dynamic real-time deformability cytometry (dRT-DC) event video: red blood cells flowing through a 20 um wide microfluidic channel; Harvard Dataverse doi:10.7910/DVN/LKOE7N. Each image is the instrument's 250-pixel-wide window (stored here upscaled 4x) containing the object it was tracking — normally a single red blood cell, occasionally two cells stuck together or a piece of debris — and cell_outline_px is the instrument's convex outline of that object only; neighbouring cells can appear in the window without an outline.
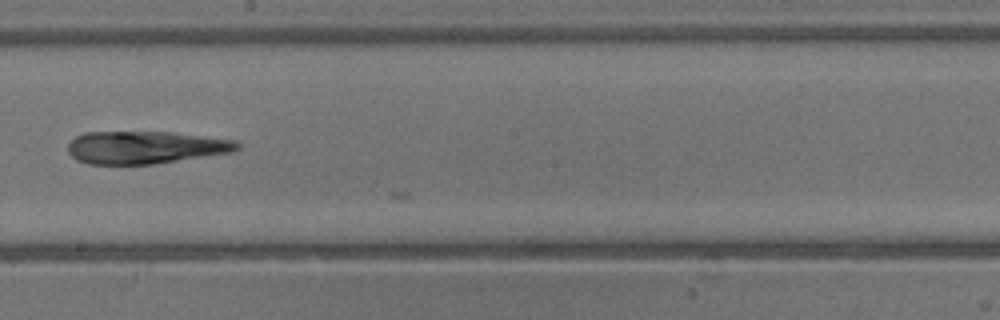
{"species": "common noctule bat (a hibernating species)", "species_latin": "Nyctalus noctula", "temperature_condition": "warm", "stored_images_in_passage": 14, "camera_frame_rate_fps": 3000, "um_per_image_px": 0.085, "animal": {"sex": "male", "body_mass_g": 13.3}, "frame": {"image": 1, "passage_image": 13, "time_ms": 4.0, "image_size_px": [1000, 320], "cell_outline_px": [[240, 148], [232, 152], [152, 164], [88, 164], [76, 160], [68, 152], [68, 144], [76, 136], [84, 132], [172, 132], [240, 140]], "centroid_in_image_um": [12.38, 12.52], "position_along_channel_um": 235.8, "area_um2": 32.31}}